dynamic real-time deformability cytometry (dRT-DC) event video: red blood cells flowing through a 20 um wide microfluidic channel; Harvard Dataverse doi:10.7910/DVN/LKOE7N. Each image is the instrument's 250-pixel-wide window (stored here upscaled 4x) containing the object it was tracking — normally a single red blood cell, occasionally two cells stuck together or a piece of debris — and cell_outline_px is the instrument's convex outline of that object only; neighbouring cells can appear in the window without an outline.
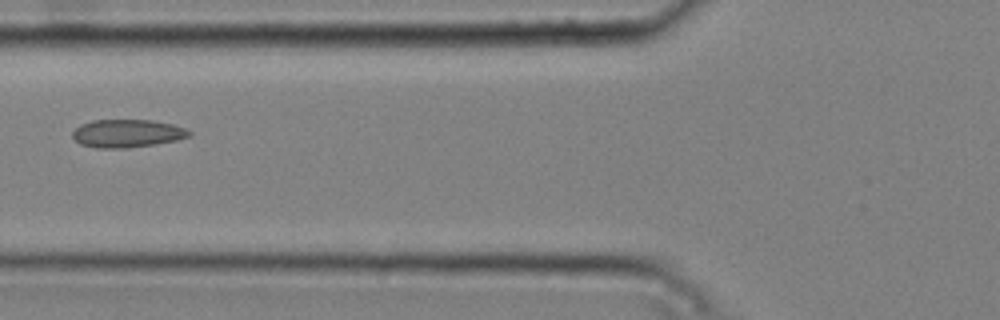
{"species": "common noctule bat (a hibernating species)", "species_latin": "Nyctalus noctula", "temperature_condition": "cold", "stored_images_in_passage": 4, "camera_frame_rate_fps": 3000, "um_per_image_px": 0.085, "animal": {"sex": "male", "body_mass_g": 20.4}, "frame": {"image": 1, "passage_image": 4, "time_ms": 1.0, "image_size_px": [1000, 320], "cell_outline_px": [[192, 136], [176, 140], [152, 144], [124, 148], [96, 148], [80, 144], [72, 136], [72, 132], [80, 124], [92, 120], [152, 120], [172, 124], [184, 128], [192, 132]], "centroid_in_image_um": [10.8, 11.33], "position_along_channel_um": 115.0, "area_um2": 18.96}}